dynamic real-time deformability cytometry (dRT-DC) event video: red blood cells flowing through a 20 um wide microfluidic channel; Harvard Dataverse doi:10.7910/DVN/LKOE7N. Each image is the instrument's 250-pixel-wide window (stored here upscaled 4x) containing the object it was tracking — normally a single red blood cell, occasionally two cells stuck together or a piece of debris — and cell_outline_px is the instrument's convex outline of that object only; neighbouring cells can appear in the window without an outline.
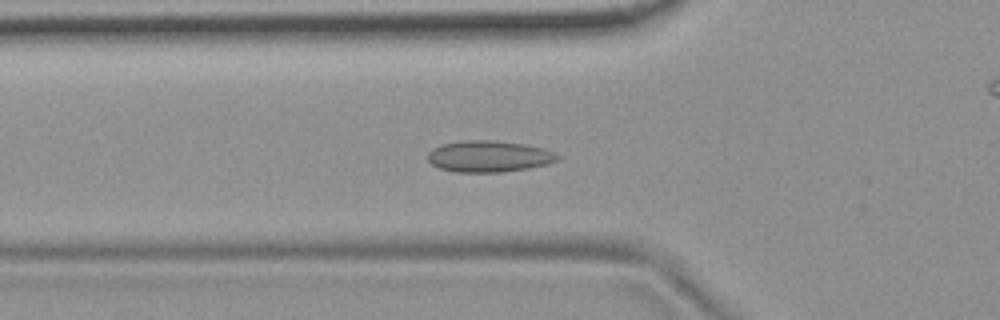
{"species": "common noctule bat (a hibernating species)", "species_latin": "Nyctalus noctula", "temperature_condition": "room temperature", "stored_images_in_passage": 40, "camera_frame_rate_fps": 3000, "um_per_image_px": 0.085, "animal": {"sex": "female", "body_mass_g": 19.9}, "frame": {"image": 1, "passage_image": 14, "time_ms": 4.333, "image_size_px": [1000, 320], "cell_outline_px": [[560, 160], [548, 164], [528, 168], [500, 172], [456, 172], [440, 168], [432, 164], [428, 160], [428, 152], [432, 148], [440, 144], [460, 140], [492, 140], [524, 144], [544, 148], [556, 152], [560, 156]], "centroid_in_image_um": [41.57, 13.28], "position_along_channel_um": 84.2, "area_um2": 23.99}}
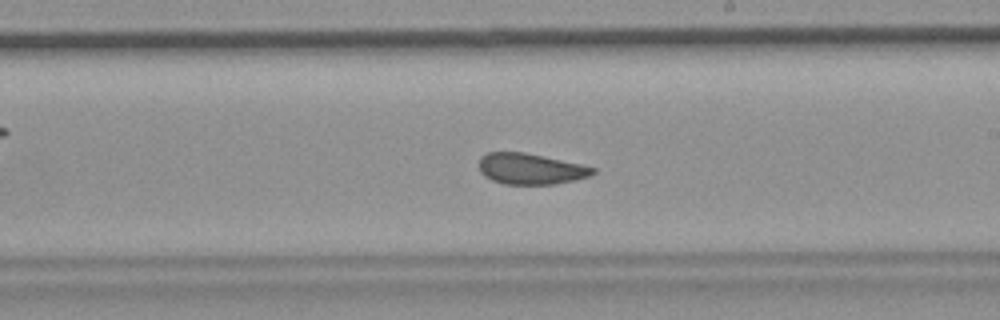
{"frame": {"image": 2, "passage_image": 27, "time_ms": 8.667, "image_size_px": [1000, 320], "cell_outline_px": [[596, 172], [588, 176], [576, 180], [556, 184], [504, 184], [492, 180], [484, 176], [480, 172], [480, 156], [488, 152], [524, 152], [544, 156], [580, 164], [596, 168]], "centroid_in_image_um": [45.09, 14.35], "position_along_channel_um": 243.9, "area_um2": 20.52}}
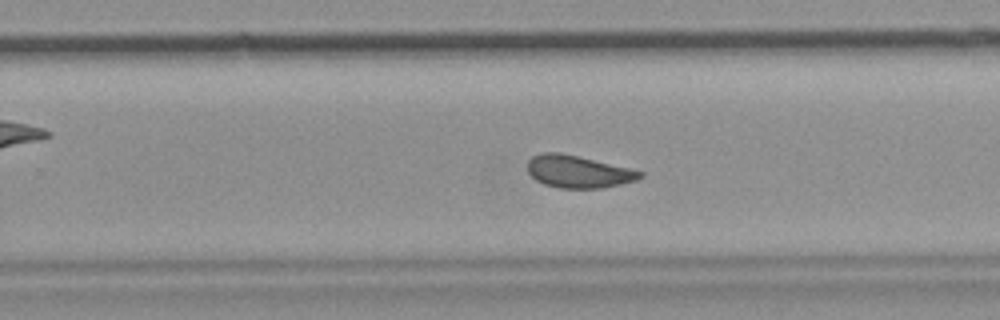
{"frame": {"image": 3, "passage_image": 30, "time_ms": 9.667, "image_size_px": [1000, 320], "cell_outline_px": [[644, 176], [636, 180], [620, 184], [600, 188], [560, 188], [544, 184], [536, 180], [528, 172], [528, 160], [532, 156], [540, 152], [560, 152], [628, 168], [644, 172]], "centroid_in_image_um": [49.12, 14.58], "position_along_channel_um": 280.7, "area_um2": 21.04}, "authors_computed_cell_mechanics": {"area_um2": 21.7039, "velocity_mm_per_s": 3.6957, "shape_relaxation_time_tau1_ms": null, "shape_relaxation_time_tau2_ms": 1.49, "deformation_change_tau1": null, "deformation_change_tau2": 0.0518}}